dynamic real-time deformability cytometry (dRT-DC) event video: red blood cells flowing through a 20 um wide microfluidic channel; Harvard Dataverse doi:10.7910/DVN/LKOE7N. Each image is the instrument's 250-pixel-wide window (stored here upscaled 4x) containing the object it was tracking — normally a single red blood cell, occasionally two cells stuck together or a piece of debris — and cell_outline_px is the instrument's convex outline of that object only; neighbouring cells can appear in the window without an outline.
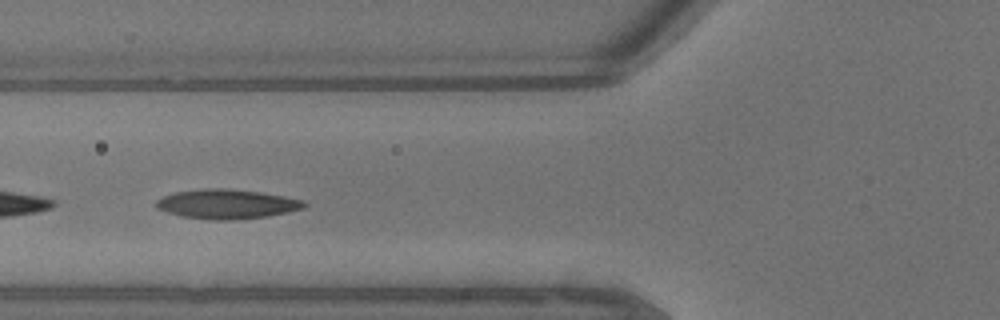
{"species": "common noctule bat (a hibernating species)", "species_latin": "Nyctalus noctula", "temperature_condition": "warm", "stored_images_in_passage": 12, "camera_frame_rate_fps": 3000, "um_per_image_px": 0.085, "animal": {"sex": "male", "body_mass_g": 13.3}, "frame": {"image": 1, "passage_image": 3, "time_ms": 0.667, "image_size_px": [1000, 320], "cell_outline_px": [[308, 204], [304, 208], [288, 212], [268, 216], [232, 220], [212, 220], [180, 216], [156, 208], [156, 200], [164, 196], [176, 192], [204, 188], [224, 188], [260, 192], [304, 200]], "centroid_in_image_um": [19.29, 17.35], "position_along_channel_um": 106.5, "area_um2": 25.37}}
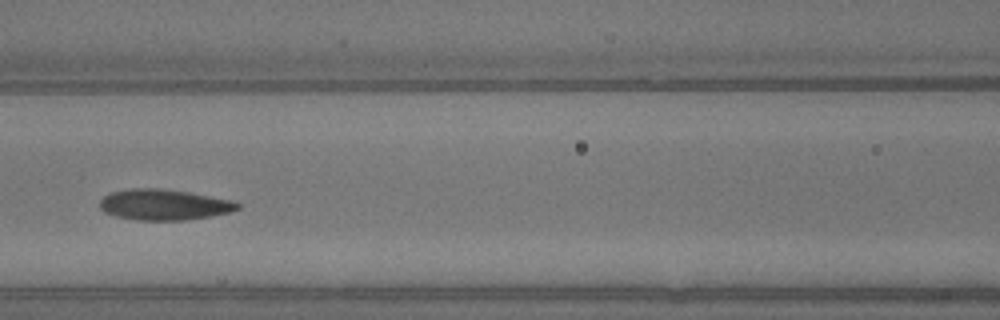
{"frame": {"image": 2, "passage_image": 6, "time_ms": 1.667, "image_size_px": [1000, 320], "cell_outline_px": [[240, 208], [228, 212], [212, 216], [184, 220], [136, 220], [116, 216], [104, 212], [100, 208], [100, 200], [108, 192], [132, 188], [164, 188], [188, 192], [232, 200], [240, 204]], "centroid_in_image_um": [13.91, 17.39], "position_along_channel_um": 152.7, "area_um2": 24.8}}